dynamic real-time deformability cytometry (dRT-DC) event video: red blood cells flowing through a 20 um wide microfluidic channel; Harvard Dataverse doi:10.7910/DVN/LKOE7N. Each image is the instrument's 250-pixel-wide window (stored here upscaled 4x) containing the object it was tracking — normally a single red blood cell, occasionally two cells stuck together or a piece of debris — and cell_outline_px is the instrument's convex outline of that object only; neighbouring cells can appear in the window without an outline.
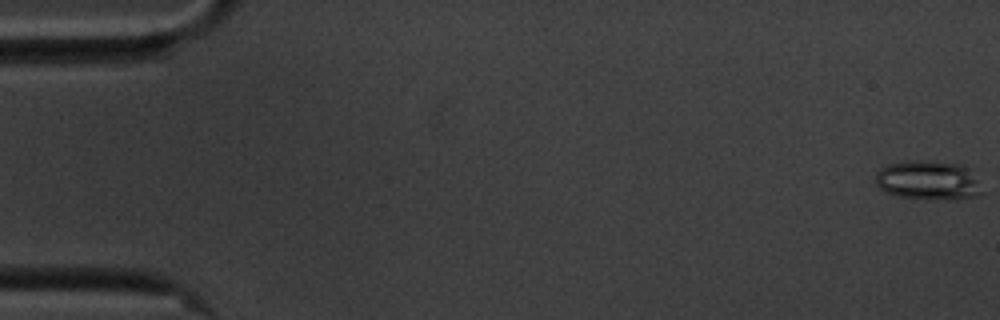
{"species": "common noctule bat (a hibernating species)", "species_latin": "Nyctalus noctula", "temperature_condition": "cold", "stored_images_in_passage": 58, "camera_frame_rate_fps": 3000, "um_per_image_px": 0.085, "animal": {"sex": "male", "body_mass_g": 20.1, "forearm_length_mm": 53.5}, "frame": {"image": 1, "passage_image": 1, "time_ms": 0.0, "image_size_px": [1000, 320], "cell_outline_px": [[984, 192], [976, 196], [956, 200], [928, 200], [900, 196], [888, 192], [880, 188], [876, 184], [876, 172], [880, 168], [888, 164], [904, 160], [936, 160], [960, 164], [972, 168]], "centroid_in_image_um": [78.96, 15.31], "position_along_channel_um": 6.0, "area_um2": 25.2}}
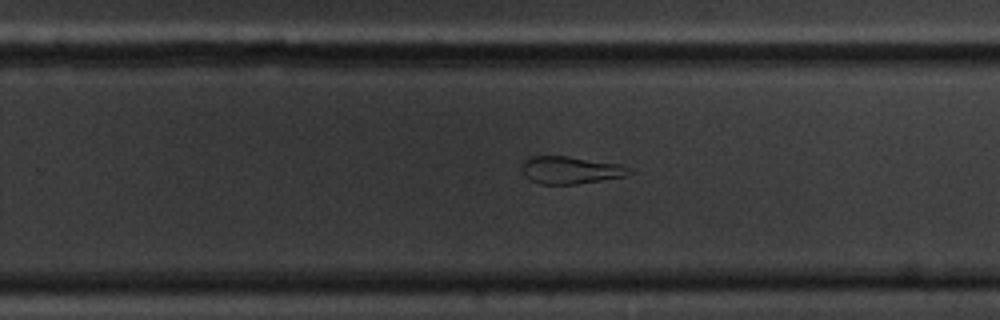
{"frame": {"image": 2, "passage_image": 37, "time_ms": 12.0, "image_size_px": [1000, 320], "cell_outline_px": [[636, 172], [624, 176], [576, 184], [540, 184], [524, 176], [524, 160], [528, 156], [568, 156], [620, 164], [632, 168]], "centroid_in_image_um": [48.54, 14.45], "position_along_channel_um": 281.3, "area_um2": 17.11}}
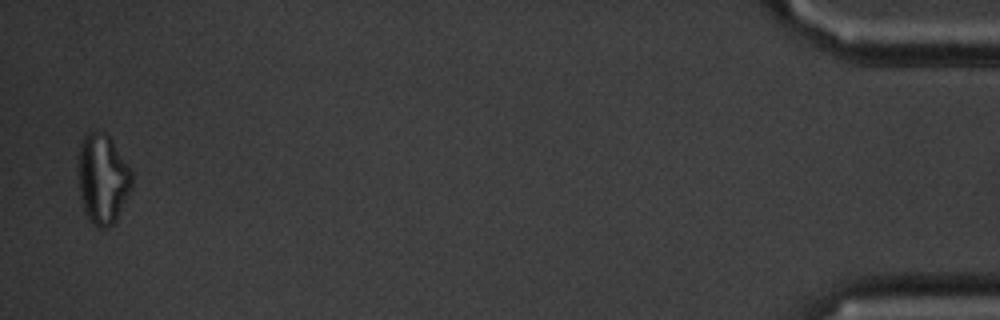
{"frame": {"image": 3, "passage_image": 57, "time_ms": 18.667, "image_size_px": [1000, 320], "cell_outline_px": [[132, 188], [116, 220], [108, 228], [96, 228], [92, 224], [84, 212], [80, 196], [76, 176], [76, 164], [80, 144], [84, 132], [96, 128], [104, 132], [112, 140], [132, 168]], "centroid_in_image_um": [8.69, 15.16], "position_along_channel_um": 426.5, "area_um2": 29.36}, "authors_computed_cell_mechanics": {"area_um2": 20.0566, "velocity_mm_per_s": 3.4935, "shape_relaxation_time_tau1_ms": null, "shape_relaxation_time_tau2_ms": 4.282, "deformation_change_tau1": null, "deformation_change_tau2": 0.143}}